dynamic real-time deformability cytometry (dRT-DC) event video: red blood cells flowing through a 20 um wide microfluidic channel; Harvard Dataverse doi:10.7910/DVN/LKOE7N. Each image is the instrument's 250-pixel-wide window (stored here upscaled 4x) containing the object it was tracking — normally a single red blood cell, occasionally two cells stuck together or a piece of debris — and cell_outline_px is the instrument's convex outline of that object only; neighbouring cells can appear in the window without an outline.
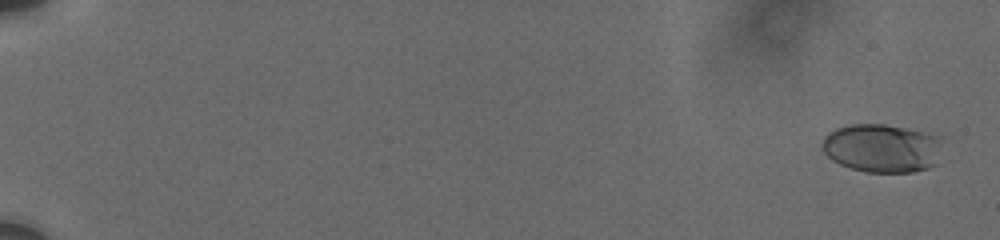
{"species": "human", "species_latin": "Homo sapiens", "temperature_condition": "cold", "stored_images_in_passage": 47, "camera_frame_rate_fps": 3000, "um_per_image_px": 0.085, "donor": {"sex": "male"}, "frame": {"image": 1, "passage_image": 2, "time_ms": 0.333, "image_size_px": [1000, 240], "cell_outline_px": [[940, 140], [932, 164], [928, 168], [912, 172], [864, 172], [840, 164], [832, 160], [824, 152], [824, 136], [828, 132], [836, 128], [848, 124], [884, 124], [924, 132], [940, 136]], "centroid_in_image_um": [74.89, 12.58], "position_along_channel_um": 10.1, "area_um2": 33.35}}
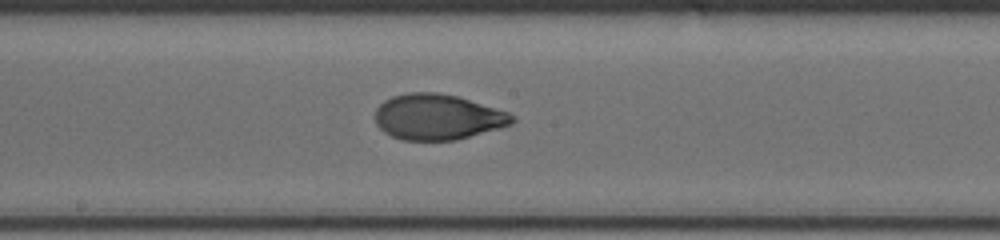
{"frame": {"image": 2, "passage_image": 28, "time_ms": 11.333, "image_size_px": [1000, 240], "cell_outline_px": [[516, 120], [512, 124], [500, 128], [456, 140], [400, 140], [384, 132], [376, 124], [376, 108], [384, 100], [392, 96], [408, 92], [436, 92], [456, 96], [508, 112], [516, 116]], "centroid_in_image_um": [37.19, 9.94], "position_along_channel_um": 211.0, "area_um2": 36.41}}
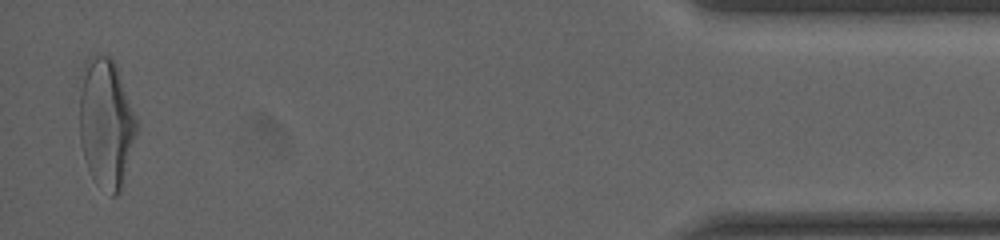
{"frame": {"image": 3, "passage_image": 47, "time_ms": 19.0, "image_size_px": [1000, 240], "cell_outline_px": [[140, 124], [120, 192], [116, 196], [112, 196], [88, 168], [84, 156], [80, 140], [80, 92], [84, 60], [88, 56], [96, 52], [112, 56], [116, 64]], "centroid_in_image_um": [9.04, 10.34], "position_along_channel_um": 426.2, "area_um2": 43.35}, "authors_computed_cell_mechanics": {"area_um2": 36.0094, "velocity_mm_per_s": 3.7132, "shape_relaxation_time_tau1_ms": 3.4825, "shape_relaxation_time_tau2_ms": 1.1527, "deformation_change_tau1": 0.1827, "deformation_change_tau2": 0.0509}}